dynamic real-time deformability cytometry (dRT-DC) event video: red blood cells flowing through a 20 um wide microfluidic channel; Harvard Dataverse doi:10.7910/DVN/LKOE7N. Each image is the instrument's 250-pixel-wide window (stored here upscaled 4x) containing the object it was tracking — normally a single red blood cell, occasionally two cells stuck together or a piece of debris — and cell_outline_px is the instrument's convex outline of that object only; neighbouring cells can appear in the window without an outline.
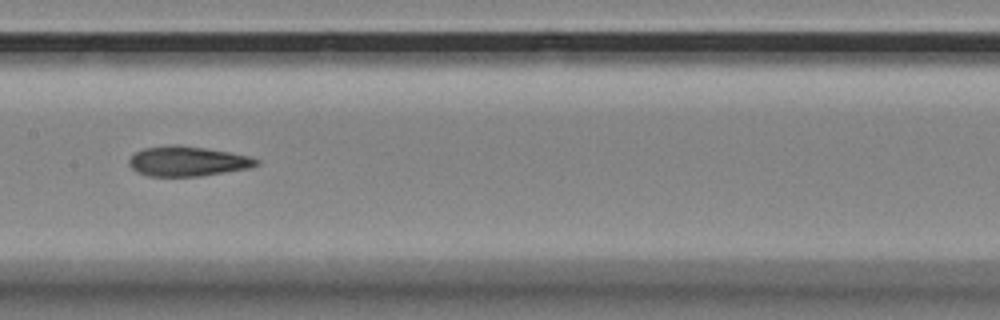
{"species": "Egyptian fruit bat (a non-hibernating species)", "species_latin": "Rousettus aegyptiacus", "temperature_condition": "room temperature", "stored_images_in_passage": 9, "camera_frame_rate_fps": 3000, "um_per_image_px": 0.085, "animal": {"sex": "female"}, "frame": {"image": 1, "passage_image": 8, "time_ms": 2.333, "image_size_px": [1000, 320], "cell_outline_px": [[260, 164], [248, 168], [200, 176], [148, 176], [136, 172], [128, 164], [128, 160], [136, 152], [144, 148], [172, 144], [176, 144], [204, 148], [228, 152], [248, 156], [260, 160]], "centroid_in_image_um": [15.91, 13.71], "position_along_channel_um": 191.5, "area_um2": 22.08}}
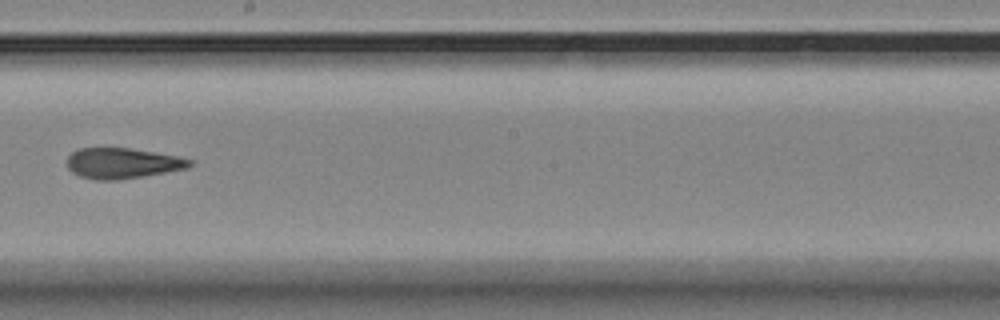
{"frame": {"image": 2, "passage_image": 9, "time_ms": 2.667, "image_size_px": [1000, 320], "cell_outline_px": [[192, 164], [188, 168], [116, 180], [96, 180], [80, 176], [72, 172], [68, 168], [68, 156], [72, 152], [80, 148], [128, 148], [176, 156], [192, 160]], "centroid_in_image_um": [10.37, 13.87], "position_along_channel_um": 237.8, "area_um2": 21.44}}